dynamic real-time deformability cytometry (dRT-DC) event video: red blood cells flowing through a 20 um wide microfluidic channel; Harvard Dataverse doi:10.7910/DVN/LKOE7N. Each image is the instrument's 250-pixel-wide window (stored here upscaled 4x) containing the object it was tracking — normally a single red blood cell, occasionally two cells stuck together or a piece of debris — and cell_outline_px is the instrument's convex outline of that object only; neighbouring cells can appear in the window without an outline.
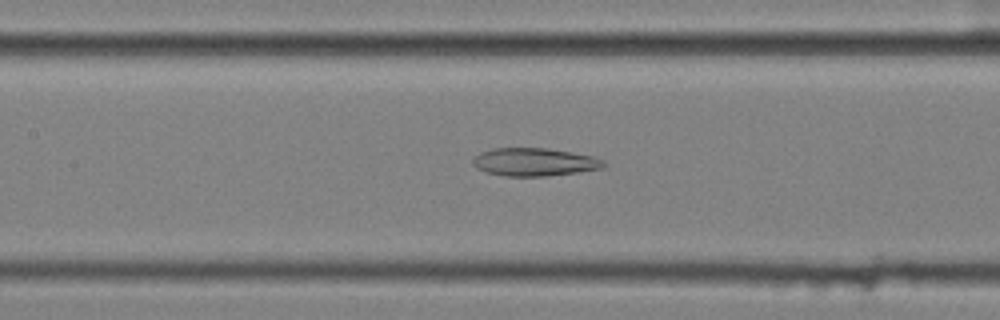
{"species": "common noctule bat (a hibernating species)", "species_latin": "Nyctalus noctula", "temperature_condition": "cold", "stored_images_in_passage": 49, "camera_frame_rate_fps": 3000, "um_per_image_px": 0.085, "animal": {"sex": "female", "body_mass_g": 25.1}, "frame": {"image": 1, "passage_image": 19, "time_ms": 6.0, "image_size_px": [1000, 320], "cell_outline_px": [[608, 164], [604, 168], [580, 172], [544, 176], [504, 176], [488, 172], [476, 168], [472, 164], [472, 160], [480, 152], [496, 148], [548, 148], [572, 152], [592, 156], [604, 160]], "centroid_in_image_um": [45.47, 13.77], "position_along_channel_um": 161.9, "area_um2": 21.44}}
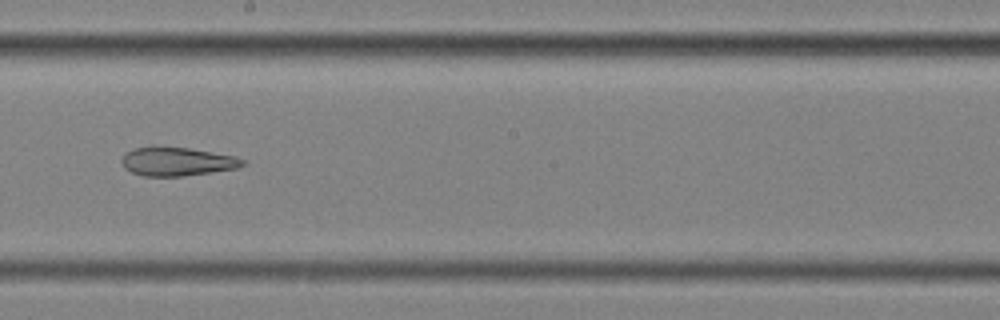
{"frame": {"image": 2, "passage_image": 25, "time_ms": 8.0, "image_size_px": [1000, 320], "cell_outline_px": [[248, 164], [236, 168], [212, 172], [184, 176], [144, 176], [132, 172], [124, 168], [120, 160], [128, 152], [136, 148], [152, 144], [188, 148], [236, 156], [244, 160]], "centroid_in_image_um": [15.04, 13.71], "position_along_channel_um": 233.2, "area_um2": 20.52}}
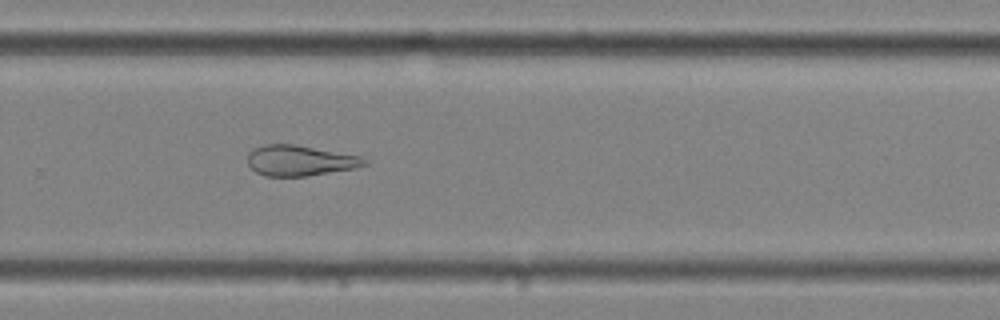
{"frame": {"image": 3, "passage_image": 31, "time_ms": 10.0, "image_size_px": [1000, 320], "cell_outline_px": [[368, 164], [356, 168], [308, 176], [264, 176], [256, 172], [248, 164], [248, 152], [264, 144], [296, 144], [360, 156], [368, 160]], "centroid_in_image_um": [25.51, 13.65], "position_along_channel_um": 304.3, "area_um2": 20.87}, "authors_computed_cell_mechanics": {"area_um2": 26.0678, "velocity_mm_per_s": 3.5677, "shape_relaxation_time_tau1_ms": null, "shape_relaxation_time_tau2_ms": 4.1451, "deformation_change_tau1": null, "deformation_change_tau2": 0.1329}}